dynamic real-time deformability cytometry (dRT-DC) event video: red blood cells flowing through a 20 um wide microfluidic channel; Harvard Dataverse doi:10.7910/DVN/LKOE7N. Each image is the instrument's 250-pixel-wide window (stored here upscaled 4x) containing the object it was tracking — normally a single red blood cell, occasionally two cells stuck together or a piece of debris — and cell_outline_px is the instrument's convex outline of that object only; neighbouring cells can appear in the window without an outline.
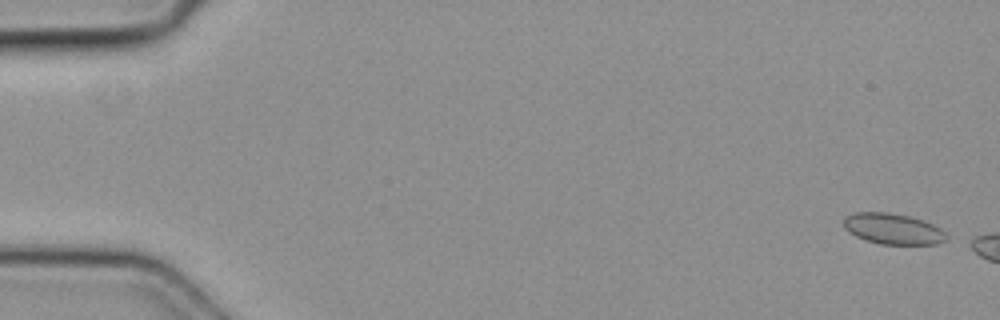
{"species": "common noctule bat (a hibernating species)", "species_latin": "Nyctalus noctula", "temperature_condition": "cold", "stored_images_in_passage": 3, "camera_frame_rate_fps": 3000, "um_per_image_px": 0.085, "animal": {"sex": "female", "body_mass_g": 19.3, "forearm_length_mm": 54.1}, "frame": {"image": 1, "passage_image": 1, "time_ms": 0.0, "image_size_px": [1000, 320], "cell_outline_px": [[948, 236], [944, 240], [936, 244], [880, 244], [856, 236], [844, 228], [844, 216], [856, 212], [888, 212], [908, 216], [932, 224], [940, 228]], "centroid_in_image_um": [75.88, 19.44], "position_along_channel_um": 9.1, "area_um2": 18.21}}